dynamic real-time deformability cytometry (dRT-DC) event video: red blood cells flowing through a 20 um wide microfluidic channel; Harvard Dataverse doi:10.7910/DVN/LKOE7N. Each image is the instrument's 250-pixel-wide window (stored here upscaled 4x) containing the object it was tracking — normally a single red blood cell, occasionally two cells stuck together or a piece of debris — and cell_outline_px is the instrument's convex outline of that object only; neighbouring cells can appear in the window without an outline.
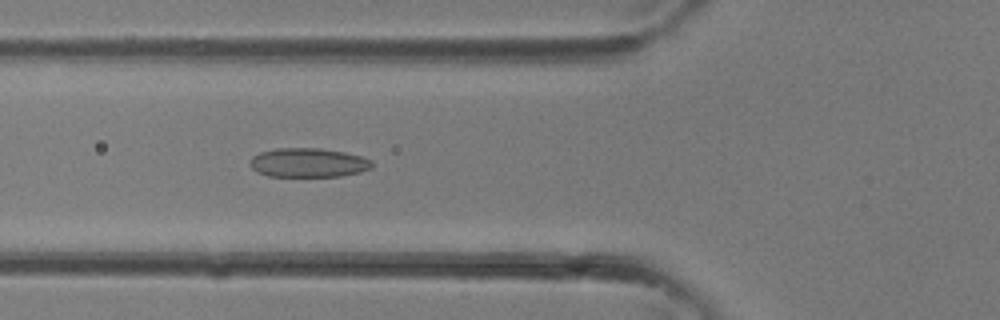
{"species": "common noctule bat (a hibernating species)", "species_latin": "Nyctalus noctula", "temperature_condition": "room temperature", "stored_images_in_passage": 34, "camera_frame_rate_fps": 3000, "um_per_image_px": 0.085, "animal": {"sex": "female"}, "frame": {"image": 1, "passage_image": 13, "time_ms": 4.0, "image_size_px": [1000, 320], "cell_outline_px": [[372, 168], [360, 172], [340, 176], [268, 176], [256, 172], [248, 164], [252, 156], [260, 152], [276, 148], [320, 148], [344, 152], [360, 156], [372, 160]], "centroid_in_image_um": [26.17, 13.82], "position_along_channel_um": 99.6, "area_um2": 20.81}}
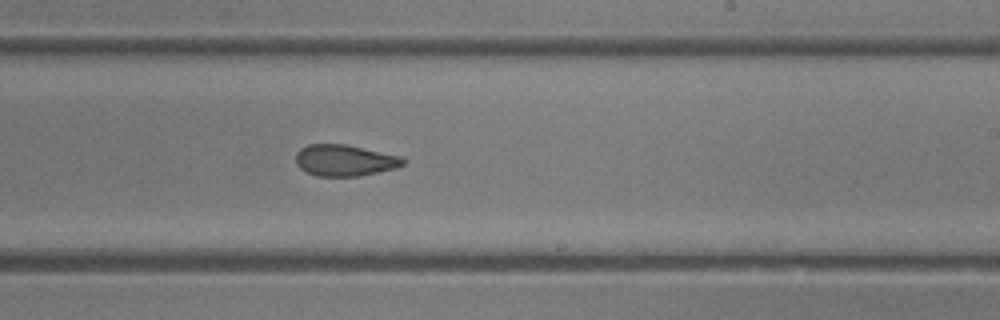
{"frame": {"image": 2, "passage_image": 21, "time_ms": 6.667, "image_size_px": [1000, 320], "cell_outline_px": [[404, 164], [396, 168], [356, 176], [316, 176], [304, 172], [296, 164], [296, 152], [300, 148], [308, 144], [344, 144], [400, 156], [404, 160]], "centroid_in_image_um": [29.23, 13.63], "position_along_channel_um": 259.8, "area_um2": 19.48}}
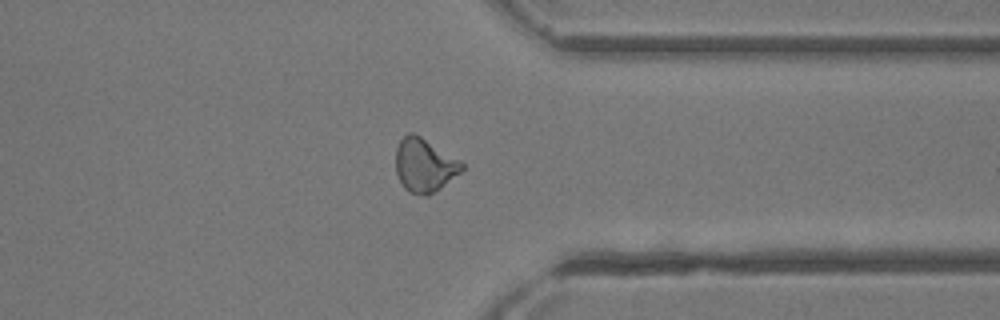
{"frame": {"image": 3, "passage_image": 27, "time_ms": 8.667, "image_size_px": [1000, 320], "cell_outline_px": [[464, 168], [460, 172], [440, 188], [428, 196], [424, 196], [408, 192], [404, 188], [396, 172], [396, 148], [400, 140], [408, 132], [412, 132], [420, 136], [460, 160], [464, 164]], "centroid_in_image_um": [36.06, 14.05], "position_along_channel_um": 375.3, "area_um2": 20.52}}